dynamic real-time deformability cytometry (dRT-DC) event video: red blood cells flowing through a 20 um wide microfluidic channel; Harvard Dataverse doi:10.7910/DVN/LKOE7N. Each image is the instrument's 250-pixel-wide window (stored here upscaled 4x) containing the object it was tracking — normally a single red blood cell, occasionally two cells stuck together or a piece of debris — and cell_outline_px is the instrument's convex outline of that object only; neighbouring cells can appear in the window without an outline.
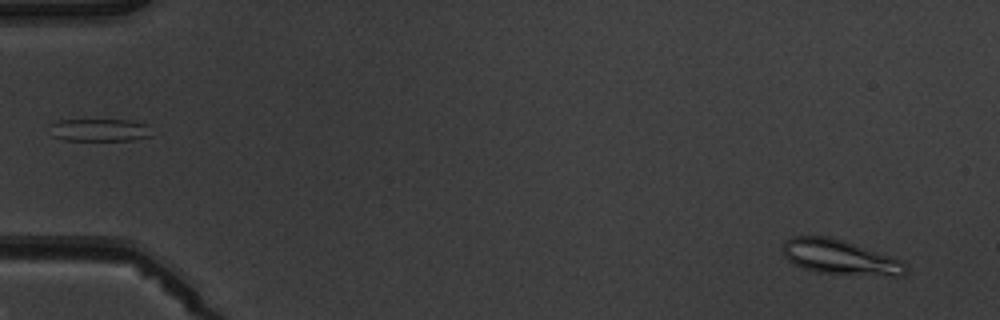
{"species": "common noctule bat (a hibernating species)", "species_latin": "Nyctalus noctula", "temperature_condition": "warm", "stored_images_in_passage": 4, "camera_frame_rate_fps": 3000, "um_per_image_px": 0.085, "animal": {"sex": "male", "body_mass_g": 19.5, "forearm_length_mm": 54.6}, "frame": {"image": 1, "passage_image": 4, "time_ms": 4.333, "image_size_px": [1000, 320], "cell_outline_px": [[908, 272], [904, 276], [892, 276], [816, 272], [792, 264], [784, 256], [784, 240], [792, 236], [832, 236], [904, 260], [908, 264]], "centroid_in_image_um": [71.46, 21.85], "position_along_channel_um": 13.5, "area_um2": 25.26}}